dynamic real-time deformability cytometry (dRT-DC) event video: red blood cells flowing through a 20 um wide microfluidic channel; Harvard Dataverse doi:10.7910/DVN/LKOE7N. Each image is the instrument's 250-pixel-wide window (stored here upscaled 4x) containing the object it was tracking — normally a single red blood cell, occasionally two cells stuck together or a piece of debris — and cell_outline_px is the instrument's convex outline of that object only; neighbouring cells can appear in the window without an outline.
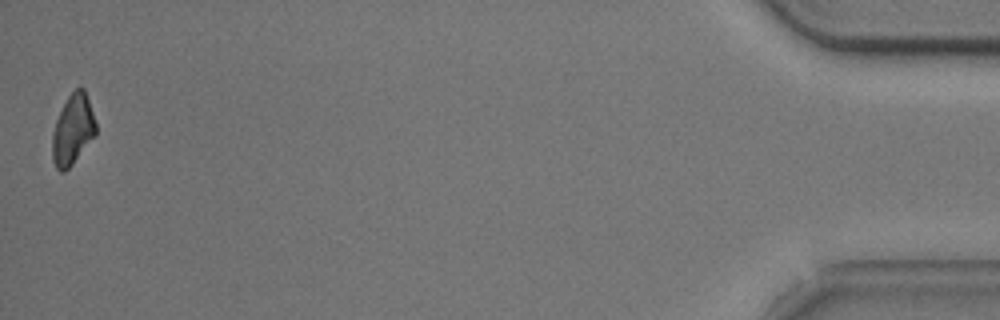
{"species": "common noctule bat (a hibernating species)", "species_latin": "Nyctalus noctula", "temperature_condition": "cold", "stored_images_in_passage": 37, "camera_frame_rate_fps": 3000, "um_per_image_px": 0.085, "animal": {"sex": "male", "body_mass_g": 20.5, "forearm_length_mm": 52.5}, "frame": {"image": 1, "passage_image": 37, "time_ms": 12.0, "image_size_px": [1000, 320], "cell_outline_px": [[96, 136], [72, 164], [64, 172], [60, 172], [56, 168], [52, 160], [52, 132], [56, 120], [68, 96], [80, 84], [84, 88], [96, 124]], "centroid_in_image_um": [6.18, 11.03], "position_along_channel_um": 429.0, "area_um2": 17.86}, "authors_computed_cell_mechanics": {"area_um2": 19.7098, "velocity_mm_per_s": 3.7613, "shape_relaxation_time_tau1_ms": 2.9066, "shape_relaxation_time_tau2_ms": null, "deformation_change_tau1": 0.1372, "deformation_change_tau2": null}}